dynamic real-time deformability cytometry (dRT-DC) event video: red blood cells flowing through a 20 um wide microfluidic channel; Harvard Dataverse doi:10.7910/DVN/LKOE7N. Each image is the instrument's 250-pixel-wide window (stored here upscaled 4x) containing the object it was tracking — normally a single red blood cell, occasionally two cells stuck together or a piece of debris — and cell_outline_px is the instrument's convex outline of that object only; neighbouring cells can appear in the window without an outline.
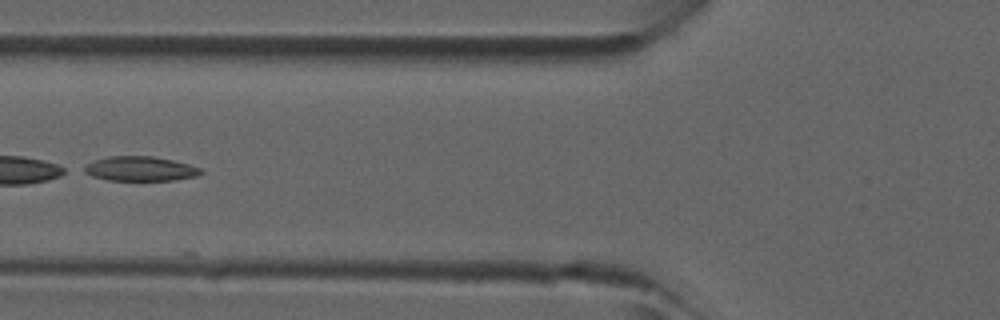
{"species": "common noctule bat (a hibernating species)", "species_latin": "Nyctalus noctula", "temperature_condition": "room temperature", "stored_images_in_passage": 5, "camera_frame_rate_fps": 3000, "um_per_image_px": 0.085, "animal": {"sex": "male", "forearm_length_mm": 52.5}, "frame": {"image": 1, "passage_image": 5, "time_ms": 1.333, "image_size_px": [1000, 320], "cell_outline_px": [[204, 172], [196, 176], [172, 180], [108, 180], [92, 176], [76, 168], [92, 160], [108, 156], [152, 156], [172, 160], [188, 164], [200, 168]], "centroid_in_image_um": [11.8, 14.33], "position_along_channel_um": 114.0, "area_um2": 16.94}}